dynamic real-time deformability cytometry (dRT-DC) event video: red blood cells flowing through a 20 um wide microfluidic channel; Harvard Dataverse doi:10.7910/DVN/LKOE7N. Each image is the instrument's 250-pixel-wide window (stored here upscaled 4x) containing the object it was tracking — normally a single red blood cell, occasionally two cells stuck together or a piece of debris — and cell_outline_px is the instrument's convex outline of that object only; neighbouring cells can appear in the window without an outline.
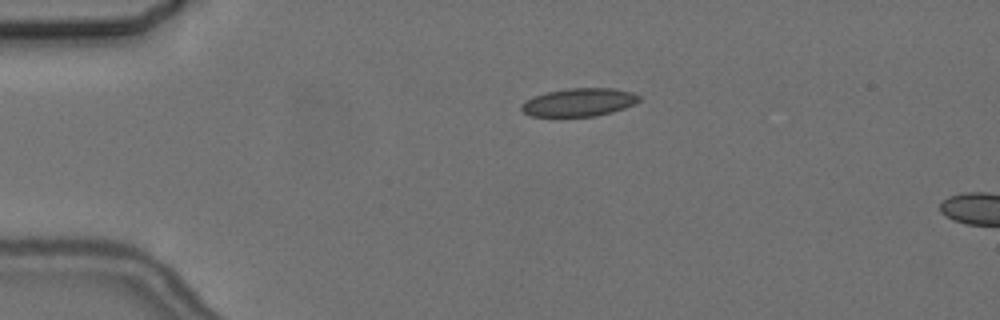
{"species": "common noctule bat (a hibernating species)", "species_latin": "Nyctalus noctula", "temperature_condition": "cold", "stored_images_in_passage": 2, "camera_frame_rate_fps": 3000, "um_per_image_px": 0.085, "animal": {"sex": "female", "body_mass_g": 24.6, "forearm_length_mm": 56.2}, "frame": {"image": 1, "passage_image": 1, "time_ms": 0.0, "image_size_px": [1000, 320], "cell_outline_px": [[640, 100], [636, 104], [612, 112], [596, 116], [532, 116], [524, 112], [520, 108], [520, 104], [524, 100], [532, 96], [544, 92], [568, 88], [616, 88], [632, 92], [640, 96]], "centroid_in_image_um": [49.2, 8.68], "position_along_channel_um": 35.8, "area_um2": 19.54}}